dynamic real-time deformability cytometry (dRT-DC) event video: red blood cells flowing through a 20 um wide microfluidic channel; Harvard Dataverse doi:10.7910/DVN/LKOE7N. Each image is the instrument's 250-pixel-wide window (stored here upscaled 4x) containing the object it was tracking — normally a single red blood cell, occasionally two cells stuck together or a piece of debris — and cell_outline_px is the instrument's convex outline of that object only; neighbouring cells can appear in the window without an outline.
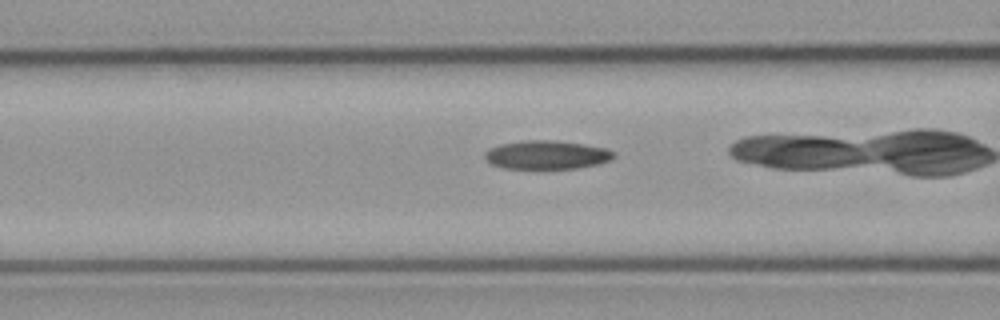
{"species": "common noctule bat (a hibernating species)", "species_latin": "Nyctalus noctula", "temperature_condition": "cold", "stored_images_in_passage": 38, "camera_frame_rate_fps": 3000, "um_per_image_px": 0.085, "animal": {"sex": "male", "body_mass_g": 23.1, "forearm_length_mm": 52.7}, "frame": {"image": 1, "passage_image": 18, "time_ms": 5.667, "image_size_px": [1000, 320], "cell_outline_px": [[616, 156], [608, 160], [596, 164], [576, 168], [504, 168], [492, 164], [484, 156], [484, 152], [488, 148], [500, 144], [520, 140], [556, 140], [584, 144], [604, 148], [612, 152]], "centroid_in_image_um": [46.41, 13.14], "position_along_channel_um": 120.2, "area_um2": 21.33}}
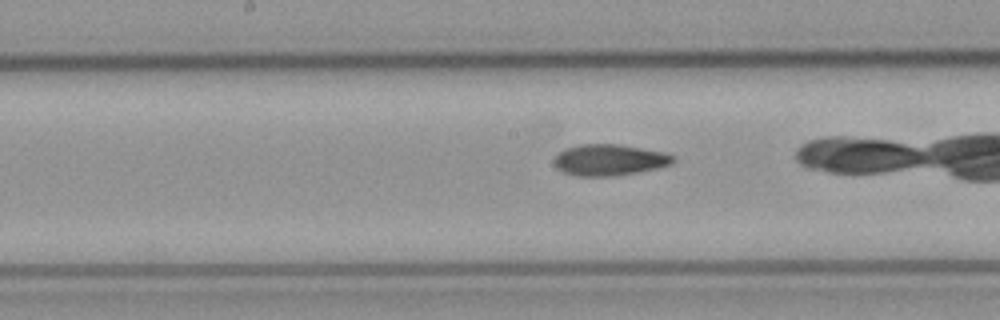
{"frame": {"image": 2, "passage_image": 24, "time_ms": 7.667, "image_size_px": [1000, 320], "cell_outline_px": [[676, 160], [672, 164], [656, 168], [636, 172], [612, 176], [580, 176], [564, 172], [556, 168], [552, 160], [564, 148], [580, 144], [616, 144], [664, 152], [672, 156]], "centroid_in_image_um": [51.76, 13.59], "position_along_channel_um": 196.4, "area_um2": 21.5}}
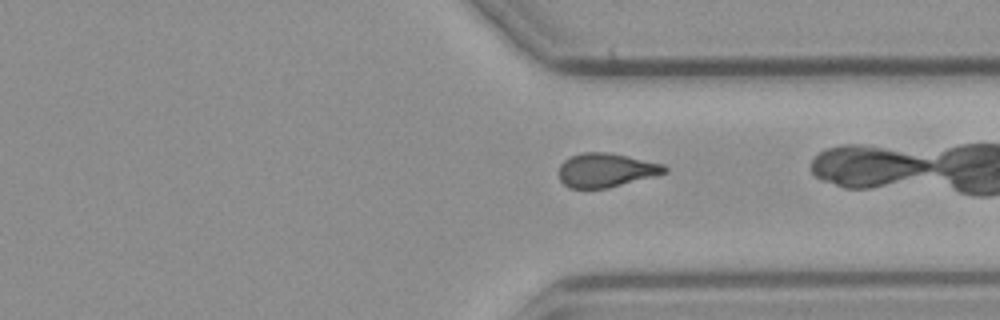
{"frame": {"image": 3, "passage_image": 37, "time_ms": 12.0, "image_size_px": [1000, 320], "cell_outline_px": [[668, 172], [608, 188], [568, 188], [560, 180], [560, 164], [564, 160], [572, 156], [584, 152], [608, 152], [628, 156], [664, 164], [668, 168]], "centroid_in_image_um": [51.52, 14.46], "position_along_channel_um": 359.9, "area_um2": 20.81}}